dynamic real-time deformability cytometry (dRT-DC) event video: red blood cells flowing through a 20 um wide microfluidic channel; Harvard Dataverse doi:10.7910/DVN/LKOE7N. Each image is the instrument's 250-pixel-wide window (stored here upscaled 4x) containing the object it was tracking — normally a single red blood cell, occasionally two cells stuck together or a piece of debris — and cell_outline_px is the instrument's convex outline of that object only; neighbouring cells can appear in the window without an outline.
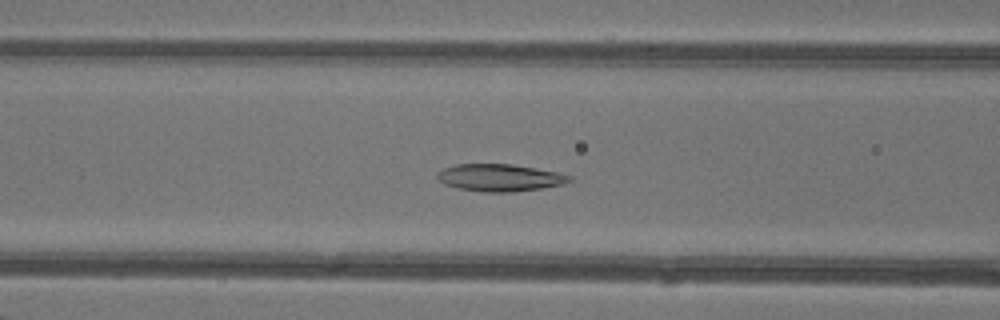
{"species": "common noctule bat (a hibernating species)", "species_latin": "Nyctalus noctula", "temperature_condition": "warm", "stored_images_in_passage": 47, "camera_frame_rate_fps": 3000, "um_per_image_px": 0.085, "animal": {"sex": "female"}, "frame": {"image": 1, "passage_image": 19, "time_ms": 6.0, "image_size_px": [1000, 320], "cell_outline_px": [[572, 180], [564, 184], [540, 188], [512, 192], [484, 192], [456, 188], [444, 184], [436, 176], [444, 168], [456, 164], [512, 164], [556, 172], [572, 176]], "centroid_in_image_um": [42.48, 15.1], "position_along_channel_um": 124.1, "area_um2": 20.81}}
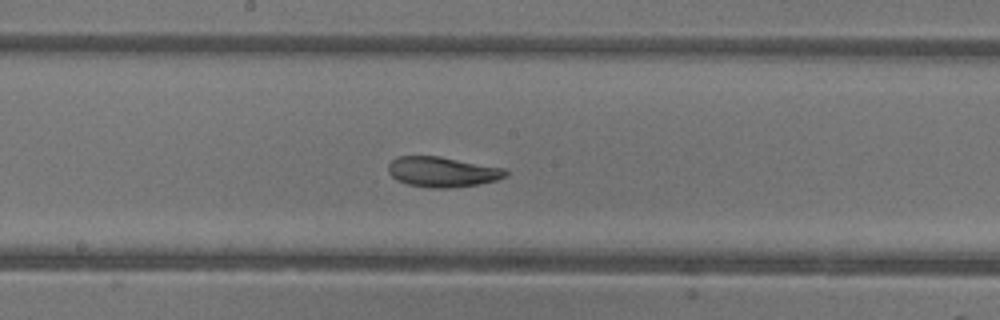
{"frame": {"image": 2, "passage_image": 25, "time_ms": 8.0, "image_size_px": [1000, 320], "cell_outline_px": [[508, 176], [496, 180], [476, 184], [452, 188], [428, 188], [408, 184], [396, 180], [388, 172], [388, 164], [396, 156], [440, 156], [504, 168], [508, 172]], "centroid_in_image_um": [37.58, 14.61], "position_along_channel_um": 210.6, "area_um2": 20.75}}
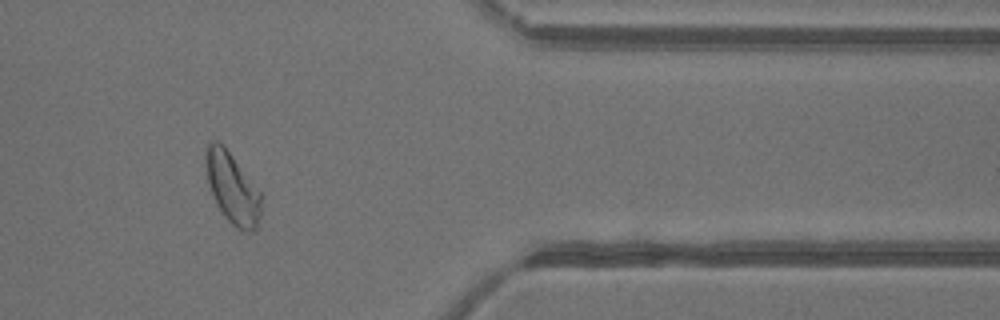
{"frame": {"image": 3, "passage_image": 39, "time_ms": 12.667, "image_size_px": [1000, 320], "cell_outline_px": [[260, 224], [252, 232], [244, 232], [236, 228], [224, 216], [216, 204], [212, 196], [208, 184], [204, 168], [204, 152], [208, 144], [212, 140], [216, 140], [224, 144], [260, 192]], "centroid_in_image_um": [19.71, 15.97], "position_along_channel_um": 391.7, "area_um2": 23.29}, "authors_computed_cell_mechanics": {"area_um2": 23.2934, "velocity_mm_per_s": 4.3302, "shape_relaxation_time_tau1_ms": 3.4618, "shape_relaxation_time_tau2_ms": 1.0104, "deformation_change_tau1": 0.1543, "deformation_change_tau2": 0.0656}}